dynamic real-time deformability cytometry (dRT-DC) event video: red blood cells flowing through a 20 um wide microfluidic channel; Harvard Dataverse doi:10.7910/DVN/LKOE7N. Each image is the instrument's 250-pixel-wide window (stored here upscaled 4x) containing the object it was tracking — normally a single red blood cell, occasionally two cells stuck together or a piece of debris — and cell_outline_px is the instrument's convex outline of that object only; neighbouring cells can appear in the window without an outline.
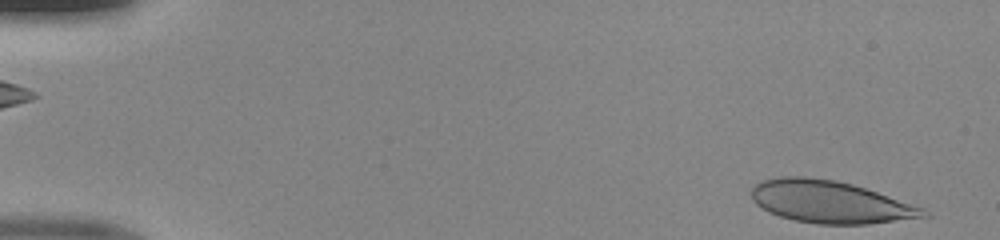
{"species": "human", "species_latin": "Homo sapiens", "temperature_condition": "room temperature", "stored_images_in_passage": 47, "camera_frame_rate_fps": 3000, "um_per_image_px": 0.085, "donor": {"sex": "male"}, "frame": {"image": 1, "passage_image": 1, "time_ms": 0.0, "image_size_px": [1000, 240], "cell_outline_px": [[932, 216], [868, 224], [816, 224], [796, 220], [780, 216], [768, 212], [756, 204], [752, 200], [752, 188], [756, 184], [764, 180], [780, 176], [804, 176], [836, 180], [852, 184], [924, 208]], "centroid_in_image_um": [70.55, 17.16], "position_along_channel_um": 14.5, "area_um2": 42.19}}
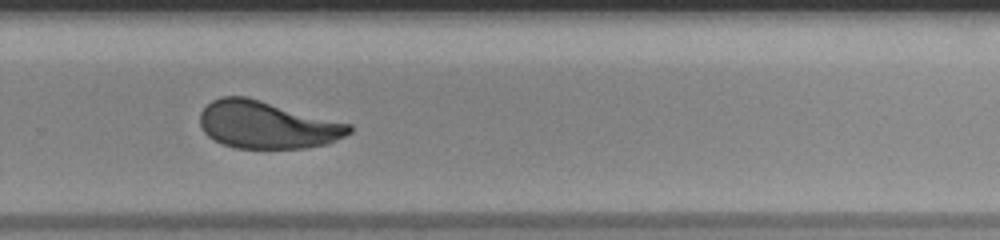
{"frame": {"image": 2, "passage_image": 32, "time_ms": 10.333, "image_size_px": [1000, 240], "cell_outline_px": [[352, 132], [328, 144], [304, 148], [236, 148], [224, 144], [208, 136], [204, 132], [200, 124], [200, 112], [212, 100], [220, 96], [248, 96], [352, 124]], "centroid_in_image_um": [22.72, 10.6], "position_along_channel_um": 307.1, "area_um2": 41.44}}
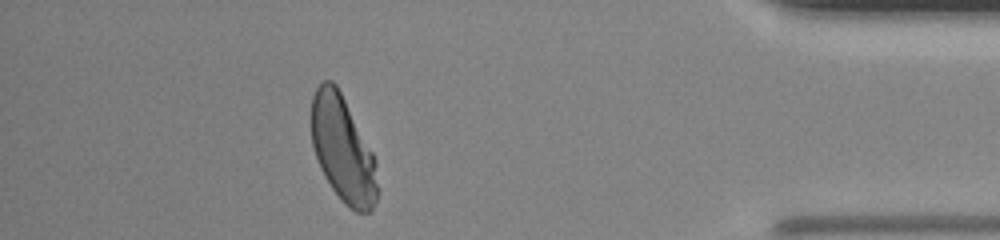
{"frame": {"image": 3, "passage_image": 42, "time_ms": 13.667, "image_size_px": [1000, 240], "cell_outline_px": [[380, 192], [372, 212], [356, 212], [344, 204], [332, 188], [324, 176], [320, 168], [312, 144], [312, 96], [316, 88], [324, 80], [332, 80], [336, 84], [372, 152], [376, 160]], "centroid_in_image_um": [29.17, 12.75], "position_along_channel_um": 406.0, "area_um2": 40.92}}